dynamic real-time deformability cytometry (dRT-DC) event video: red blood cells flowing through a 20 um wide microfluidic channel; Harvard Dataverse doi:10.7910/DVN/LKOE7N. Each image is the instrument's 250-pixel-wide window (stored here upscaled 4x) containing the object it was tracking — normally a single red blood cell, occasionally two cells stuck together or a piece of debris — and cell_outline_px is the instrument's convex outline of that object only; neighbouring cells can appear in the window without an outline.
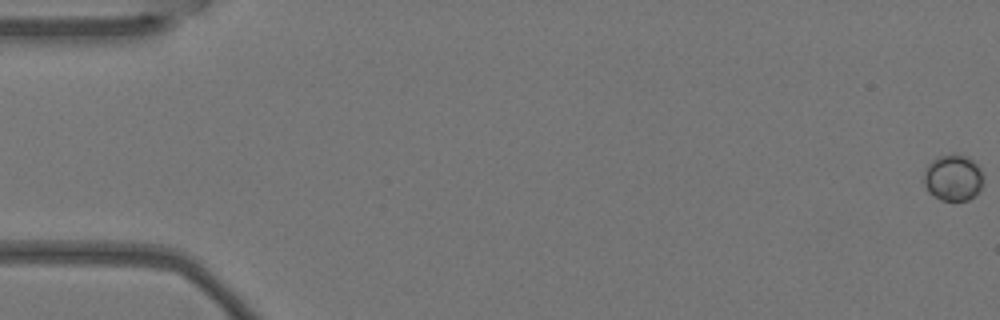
{"species": "Egyptian fruit bat (a non-hibernating species)", "species_latin": "Rousettus aegyptiacus", "temperature_condition": "warm", "stored_images_in_passage": 2, "camera_frame_rate_fps": 3000, "um_per_image_px": 0.085, "animal": {"sex": "female"}, "frame": {"image": 1, "passage_image": 1, "time_ms": 0.0, "image_size_px": [1000, 320], "cell_outline_px": [[980, 188], [968, 200], [940, 200], [928, 192], [924, 184], [924, 172], [928, 164], [932, 160], [940, 156], [968, 156], [980, 168]], "centroid_in_image_um": [80.95, 15.12], "position_along_channel_um": 4.0, "area_um2": 15.43}}